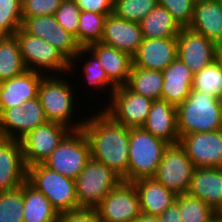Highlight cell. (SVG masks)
I'll return each mask as SVG.
<instances>
[{"mask_svg":"<svg viewBox=\"0 0 222 222\" xmlns=\"http://www.w3.org/2000/svg\"><path fill=\"white\" fill-rule=\"evenodd\" d=\"M104 111L127 128H139L145 123L152 99L131 91L126 85L117 87Z\"/></svg>","mask_w":222,"mask_h":222,"instance_id":"cell-10","label":"cell"},{"mask_svg":"<svg viewBox=\"0 0 222 222\" xmlns=\"http://www.w3.org/2000/svg\"><path fill=\"white\" fill-rule=\"evenodd\" d=\"M189 29L222 45V3L215 0H196Z\"/></svg>","mask_w":222,"mask_h":222,"instance_id":"cell-25","label":"cell"},{"mask_svg":"<svg viewBox=\"0 0 222 222\" xmlns=\"http://www.w3.org/2000/svg\"><path fill=\"white\" fill-rule=\"evenodd\" d=\"M143 38L159 39L177 37L182 27L165 7L157 5L141 22Z\"/></svg>","mask_w":222,"mask_h":222,"instance_id":"cell-28","label":"cell"},{"mask_svg":"<svg viewBox=\"0 0 222 222\" xmlns=\"http://www.w3.org/2000/svg\"><path fill=\"white\" fill-rule=\"evenodd\" d=\"M196 0H158L181 27H188L192 21Z\"/></svg>","mask_w":222,"mask_h":222,"instance_id":"cell-39","label":"cell"},{"mask_svg":"<svg viewBox=\"0 0 222 222\" xmlns=\"http://www.w3.org/2000/svg\"><path fill=\"white\" fill-rule=\"evenodd\" d=\"M218 100H219V104H220V108H221V113H222V93L219 96Z\"/></svg>","mask_w":222,"mask_h":222,"instance_id":"cell-47","label":"cell"},{"mask_svg":"<svg viewBox=\"0 0 222 222\" xmlns=\"http://www.w3.org/2000/svg\"><path fill=\"white\" fill-rule=\"evenodd\" d=\"M66 126L47 121L20 139L26 167L43 164L70 132Z\"/></svg>","mask_w":222,"mask_h":222,"instance_id":"cell-12","label":"cell"},{"mask_svg":"<svg viewBox=\"0 0 222 222\" xmlns=\"http://www.w3.org/2000/svg\"><path fill=\"white\" fill-rule=\"evenodd\" d=\"M61 76L65 75H45L42 78L38 89L41 106L48 121L62 124L71 131L81 130L85 118L83 120L78 118L77 123L72 122L76 105L73 85Z\"/></svg>","mask_w":222,"mask_h":222,"instance_id":"cell-3","label":"cell"},{"mask_svg":"<svg viewBox=\"0 0 222 222\" xmlns=\"http://www.w3.org/2000/svg\"><path fill=\"white\" fill-rule=\"evenodd\" d=\"M108 14H98L92 11H81L78 34L75 37L80 47H87L101 42L105 20Z\"/></svg>","mask_w":222,"mask_h":222,"instance_id":"cell-32","label":"cell"},{"mask_svg":"<svg viewBox=\"0 0 222 222\" xmlns=\"http://www.w3.org/2000/svg\"><path fill=\"white\" fill-rule=\"evenodd\" d=\"M47 121L39 97L26 101L22 106L0 109V137L20 140Z\"/></svg>","mask_w":222,"mask_h":222,"instance_id":"cell-13","label":"cell"},{"mask_svg":"<svg viewBox=\"0 0 222 222\" xmlns=\"http://www.w3.org/2000/svg\"><path fill=\"white\" fill-rule=\"evenodd\" d=\"M88 53L90 56L89 57V61L85 60L84 63V67L82 66V70H84V72H82L83 76H85L84 78L87 81L88 86H92V89L97 88V90H109V92L107 94H110V96L108 98L111 99V96L113 94V91L117 88L109 79L108 76L105 72V70L101 67V64L99 63L97 57L89 51V49L87 47H80L79 53L73 58V60L70 62V72L72 73H68V74H73V71H76V64L77 61H80L79 59L83 57V55H86ZM92 56V57H91ZM76 62V63H75ZM73 70V71H72ZM110 88V89H109ZM111 90V91H110Z\"/></svg>","mask_w":222,"mask_h":222,"instance_id":"cell-31","label":"cell"},{"mask_svg":"<svg viewBox=\"0 0 222 222\" xmlns=\"http://www.w3.org/2000/svg\"><path fill=\"white\" fill-rule=\"evenodd\" d=\"M23 184L12 191L0 192V222H23Z\"/></svg>","mask_w":222,"mask_h":222,"instance_id":"cell-35","label":"cell"},{"mask_svg":"<svg viewBox=\"0 0 222 222\" xmlns=\"http://www.w3.org/2000/svg\"><path fill=\"white\" fill-rule=\"evenodd\" d=\"M90 158L89 142L81 129L70 131L43 164L75 180Z\"/></svg>","mask_w":222,"mask_h":222,"instance_id":"cell-8","label":"cell"},{"mask_svg":"<svg viewBox=\"0 0 222 222\" xmlns=\"http://www.w3.org/2000/svg\"><path fill=\"white\" fill-rule=\"evenodd\" d=\"M176 201L182 222H208L217 214L209 205L187 193L177 195Z\"/></svg>","mask_w":222,"mask_h":222,"instance_id":"cell-33","label":"cell"},{"mask_svg":"<svg viewBox=\"0 0 222 222\" xmlns=\"http://www.w3.org/2000/svg\"><path fill=\"white\" fill-rule=\"evenodd\" d=\"M168 145L142 127L129 128L128 174L122 181L133 182L142 178H153Z\"/></svg>","mask_w":222,"mask_h":222,"instance_id":"cell-4","label":"cell"},{"mask_svg":"<svg viewBox=\"0 0 222 222\" xmlns=\"http://www.w3.org/2000/svg\"><path fill=\"white\" fill-rule=\"evenodd\" d=\"M159 217L162 222H182L178 202L175 200Z\"/></svg>","mask_w":222,"mask_h":222,"instance_id":"cell-43","label":"cell"},{"mask_svg":"<svg viewBox=\"0 0 222 222\" xmlns=\"http://www.w3.org/2000/svg\"><path fill=\"white\" fill-rule=\"evenodd\" d=\"M81 11H92L98 14H111L114 0H74Z\"/></svg>","mask_w":222,"mask_h":222,"instance_id":"cell-42","label":"cell"},{"mask_svg":"<svg viewBox=\"0 0 222 222\" xmlns=\"http://www.w3.org/2000/svg\"><path fill=\"white\" fill-rule=\"evenodd\" d=\"M45 74L26 70L22 74L0 82V109L22 106L38 97V89Z\"/></svg>","mask_w":222,"mask_h":222,"instance_id":"cell-20","label":"cell"},{"mask_svg":"<svg viewBox=\"0 0 222 222\" xmlns=\"http://www.w3.org/2000/svg\"><path fill=\"white\" fill-rule=\"evenodd\" d=\"M195 168L179 143L168 145L153 178L176 195L186 194Z\"/></svg>","mask_w":222,"mask_h":222,"instance_id":"cell-9","label":"cell"},{"mask_svg":"<svg viewBox=\"0 0 222 222\" xmlns=\"http://www.w3.org/2000/svg\"><path fill=\"white\" fill-rule=\"evenodd\" d=\"M27 70L15 35L0 36V82Z\"/></svg>","mask_w":222,"mask_h":222,"instance_id":"cell-29","label":"cell"},{"mask_svg":"<svg viewBox=\"0 0 222 222\" xmlns=\"http://www.w3.org/2000/svg\"><path fill=\"white\" fill-rule=\"evenodd\" d=\"M14 35L18 40L20 52L27 70L40 72L45 75L52 74L48 72L59 75L62 72L63 74L66 72L70 73V61L57 48L45 40L27 33L22 27Z\"/></svg>","mask_w":222,"mask_h":222,"instance_id":"cell-6","label":"cell"},{"mask_svg":"<svg viewBox=\"0 0 222 222\" xmlns=\"http://www.w3.org/2000/svg\"><path fill=\"white\" fill-rule=\"evenodd\" d=\"M21 27L57 48L70 62L79 53L80 46L75 37L58 24L54 15L26 18Z\"/></svg>","mask_w":222,"mask_h":222,"instance_id":"cell-16","label":"cell"},{"mask_svg":"<svg viewBox=\"0 0 222 222\" xmlns=\"http://www.w3.org/2000/svg\"><path fill=\"white\" fill-rule=\"evenodd\" d=\"M27 180L20 140L0 137V192L19 188Z\"/></svg>","mask_w":222,"mask_h":222,"instance_id":"cell-17","label":"cell"},{"mask_svg":"<svg viewBox=\"0 0 222 222\" xmlns=\"http://www.w3.org/2000/svg\"><path fill=\"white\" fill-rule=\"evenodd\" d=\"M58 222H102L95 208H80L59 214Z\"/></svg>","mask_w":222,"mask_h":222,"instance_id":"cell-41","label":"cell"},{"mask_svg":"<svg viewBox=\"0 0 222 222\" xmlns=\"http://www.w3.org/2000/svg\"><path fill=\"white\" fill-rule=\"evenodd\" d=\"M132 183L139 195L142 214L159 217L176 200L177 195L154 178H142Z\"/></svg>","mask_w":222,"mask_h":222,"instance_id":"cell-26","label":"cell"},{"mask_svg":"<svg viewBox=\"0 0 222 222\" xmlns=\"http://www.w3.org/2000/svg\"><path fill=\"white\" fill-rule=\"evenodd\" d=\"M218 46L203 35L182 27L177 36V58L184 62L193 75L217 59Z\"/></svg>","mask_w":222,"mask_h":222,"instance_id":"cell-14","label":"cell"},{"mask_svg":"<svg viewBox=\"0 0 222 222\" xmlns=\"http://www.w3.org/2000/svg\"><path fill=\"white\" fill-rule=\"evenodd\" d=\"M95 209L102 222H134L142 214L135 186L124 181L109 192Z\"/></svg>","mask_w":222,"mask_h":222,"instance_id":"cell-11","label":"cell"},{"mask_svg":"<svg viewBox=\"0 0 222 222\" xmlns=\"http://www.w3.org/2000/svg\"><path fill=\"white\" fill-rule=\"evenodd\" d=\"M208 222H215V216Z\"/></svg>","mask_w":222,"mask_h":222,"instance_id":"cell-48","label":"cell"},{"mask_svg":"<svg viewBox=\"0 0 222 222\" xmlns=\"http://www.w3.org/2000/svg\"><path fill=\"white\" fill-rule=\"evenodd\" d=\"M161 100L178 106L191 93L194 75L179 58H176L163 71Z\"/></svg>","mask_w":222,"mask_h":222,"instance_id":"cell-24","label":"cell"},{"mask_svg":"<svg viewBox=\"0 0 222 222\" xmlns=\"http://www.w3.org/2000/svg\"><path fill=\"white\" fill-rule=\"evenodd\" d=\"M105 70L108 79L116 86L126 85L133 65L132 56L101 42L87 46Z\"/></svg>","mask_w":222,"mask_h":222,"instance_id":"cell-23","label":"cell"},{"mask_svg":"<svg viewBox=\"0 0 222 222\" xmlns=\"http://www.w3.org/2000/svg\"><path fill=\"white\" fill-rule=\"evenodd\" d=\"M23 222H58L59 214L48 198L27 180L23 183Z\"/></svg>","mask_w":222,"mask_h":222,"instance_id":"cell-27","label":"cell"},{"mask_svg":"<svg viewBox=\"0 0 222 222\" xmlns=\"http://www.w3.org/2000/svg\"><path fill=\"white\" fill-rule=\"evenodd\" d=\"M85 117L82 130L86 135L91 157L105 164L119 178L128 174L129 128L117 123L103 107Z\"/></svg>","mask_w":222,"mask_h":222,"instance_id":"cell-1","label":"cell"},{"mask_svg":"<svg viewBox=\"0 0 222 222\" xmlns=\"http://www.w3.org/2000/svg\"><path fill=\"white\" fill-rule=\"evenodd\" d=\"M80 13L81 9L74 0H62L54 16L58 24L76 37L78 34Z\"/></svg>","mask_w":222,"mask_h":222,"instance_id":"cell-38","label":"cell"},{"mask_svg":"<svg viewBox=\"0 0 222 222\" xmlns=\"http://www.w3.org/2000/svg\"><path fill=\"white\" fill-rule=\"evenodd\" d=\"M27 181L50 201L58 214L80 209L75 180L53 171L44 164L27 167Z\"/></svg>","mask_w":222,"mask_h":222,"instance_id":"cell-5","label":"cell"},{"mask_svg":"<svg viewBox=\"0 0 222 222\" xmlns=\"http://www.w3.org/2000/svg\"><path fill=\"white\" fill-rule=\"evenodd\" d=\"M62 0H22V22L29 17L54 15Z\"/></svg>","mask_w":222,"mask_h":222,"instance_id":"cell-40","label":"cell"},{"mask_svg":"<svg viewBox=\"0 0 222 222\" xmlns=\"http://www.w3.org/2000/svg\"><path fill=\"white\" fill-rule=\"evenodd\" d=\"M192 89L219 98L222 93V66L217 59L194 75Z\"/></svg>","mask_w":222,"mask_h":222,"instance_id":"cell-34","label":"cell"},{"mask_svg":"<svg viewBox=\"0 0 222 222\" xmlns=\"http://www.w3.org/2000/svg\"><path fill=\"white\" fill-rule=\"evenodd\" d=\"M157 5L158 0H114L113 13L120 18L139 23Z\"/></svg>","mask_w":222,"mask_h":222,"instance_id":"cell-36","label":"cell"},{"mask_svg":"<svg viewBox=\"0 0 222 222\" xmlns=\"http://www.w3.org/2000/svg\"><path fill=\"white\" fill-rule=\"evenodd\" d=\"M176 108L180 138L183 135L222 129L219 100L208 93L192 89L184 102Z\"/></svg>","mask_w":222,"mask_h":222,"instance_id":"cell-2","label":"cell"},{"mask_svg":"<svg viewBox=\"0 0 222 222\" xmlns=\"http://www.w3.org/2000/svg\"><path fill=\"white\" fill-rule=\"evenodd\" d=\"M142 128L169 145L178 144L176 106L164 100H154Z\"/></svg>","mask_w":222,"mask_h":222,"instance_id":"cell-21","label":"cell"},{"mask_svg":"<svg viewBox=\"0 0 222 222\" xmlns=\"http://www.w3.org/2000/svg\"><path fill=\"white\" fill-rule=\"evenodd\" d=\"M121 181L105 164L91 157L75 179L79 206L95 208Z\"/></svg>","mask_w":222,"mask_h":222,"instance_id":"cell-7","label":"cell"},{"mask_svg":"<svg viewBox=\"0 0 222 222\" xmlns=\"http://www.w3.org/2000/svg\"><path fill=\"white\" fill-rule=\"evenodd\" d=\"M216 213L222 212V168H195L187 191Z\"/></svg>","mask_w":222,"mask_h":222,"instance_id":"cell-22","label":"cell"},{"mask_svg":"<svg viewBox=\"0 0 222 222\" xmlns=\"http://www.w3.org/2000/svg\"><path fill=\"white\" fill-rule=\"evenodd\" d=\"M143 35L138 22L128 21L115 13L108 14L101 43L133 56L142 44Z\"/></svg>","mask_w":222,"mask_h":222,"instance_id":"cell-18","label":"cell"},{"mask_svg":"<svg viewBox=\"0 0 222 222\" xmlns=\"http://www.w3.org/2000/svg\"><path fill=\"white\" fill-rule=\"evenodd\" d=\"M215 222H222V214L221 213H217L215 215Z\"/></svg>","mask_w":222,"mask_h":222,"instance_id":"cell-46","label":"cell"},{"mask_svg":"<svg viewBox=\"0 0 222 222\" xmlns=\"http://www.w3.org/2000/svg\"><path fill=\"white\" fill-rule=\"evenodd\" d=\"M163 73L132 65L126 86L133 92L154 100H161Z\"/></svg>","mask_w":222,"mask_h":222,"instance_id":"cell-30","label":"cell"},{"mask_svg":"<svg viewBox=\"0 0 222 222\" xmlns=\"http://www.w3.org/2000/svg\"><path fill=\"white\" fill-rule=\"evenodd\" d=\"M22 0H0V35H14L22 26Z\"/></svg>","mask_w":222,"mask_h":222,"instance_id":"cell-37","label":"cell"},{"mask_svg":"<svg viewBox=\"0 0 222 222\" xmlns=\"http://www.w3.org/2000/svg\"><path fill=\"white\" fill-rule=\"evenodd\" d=\"M179 144L196 168H222V129L183 135Z\"/></svg>","mask_w":222,"mask_h":222,"instance_id":"cell-15","label":"cell"},{"mask_svg":"<svg viewBox=\"0 0 222 222\" xmlns=\"http://www.w3.org/2000/svg\"><path fill=\"white\" fill-rule=\"evenodd\" d=\"M217 60L222 66V45L218 46L217 49Z\"/></svg>","mask_w":222,"mask_h":222,"instance_id":"cell-45","label":"cell"},{"mask_svg":"<svg viewBox=\"0 0 222 222\" xmlns=\"http://www.w3.org/2000/svg\"><path fill=\"white\" fill-rule=\"evenodd\" d=\"M134 222H162L160 217L141 214Z\"/></svg>","mask_w":222,"mask_h":222,"instance_id":"cell-44","label":"cell"},{"mask_svg":"<svg viewBox=\"0 0 222 222\" xmlns=\"http://www.w3.org/2000/svg\"><path fill=\"white\" fill-rule=\"evenodd\" d=\"M177 58V37L147 39L132 56L133 66L163 71Z\"/></svg>","mask_w":222,"mask_h":222,"instance_id":"cell-19","label":"cell"}]
</instances>
